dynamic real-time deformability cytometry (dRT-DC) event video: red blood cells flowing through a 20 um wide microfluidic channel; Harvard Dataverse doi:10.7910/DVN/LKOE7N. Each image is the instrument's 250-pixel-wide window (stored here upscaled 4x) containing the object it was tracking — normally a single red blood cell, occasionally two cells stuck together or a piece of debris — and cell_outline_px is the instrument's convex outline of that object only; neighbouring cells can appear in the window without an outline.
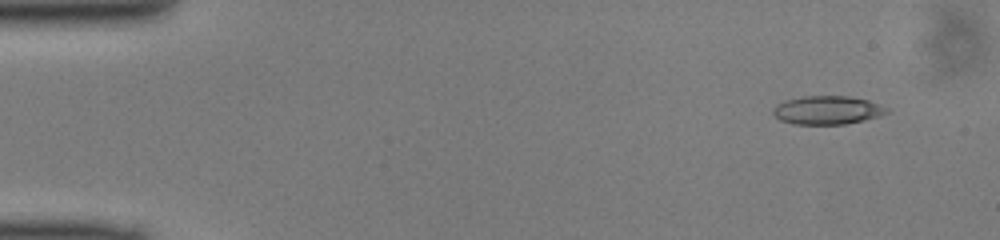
{"species": "common noctule bat (a hibernating species)", "species_latin": "Nyctalus noctula", "temperature_condition": "cold", "stored_images_in_passage": 46, "camera_frame_rate_fps": 3000, "um_per_image_px": 0.085, "animal": {"sex": "male", "body_mass_g": 13.0, "forearm_length_mm": 53.1}, "frame": {"image": 1, "passage_image": 1, "time_ms": 0.0, "image_size_px": [1000, 240], "cell_outline_px": [[888, 112], [880, 116], [844, 124], [792, 124], [780, 120], [772, 112], [776, 104], [784, 100], [804, 96], [848, 96], [868, 100], [888, 108]], "centroid_in_image_um": [70.3, 9.36], "position_along_channel_um": 14.7, "area_um2": 18.79}}
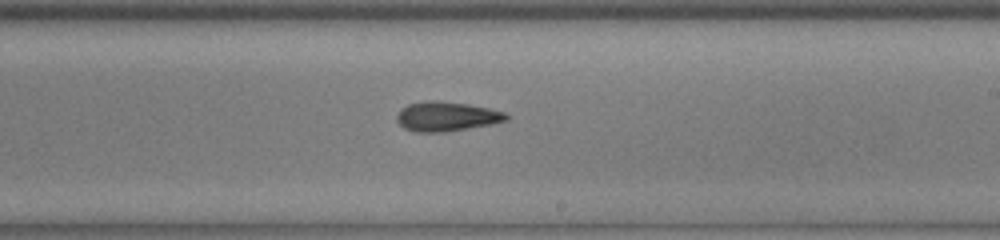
{"frame": {"image": 2, "passage_image": 26, "time_ms": 8.333, "image_size_px": [1000, 240], "cell_outline_px": [[508, 120], [492, 124], [444, 132], [416, 132], [404, 128], [396, 120], [396, 116], [400, 108], [408, 104], [432, 100], [436, 100], [468, 104], [508, 112]], "centroid_in_image_um": [37.96, 9.89], "position_along_channel_um": 251.0, "area_um2": 18.9}}
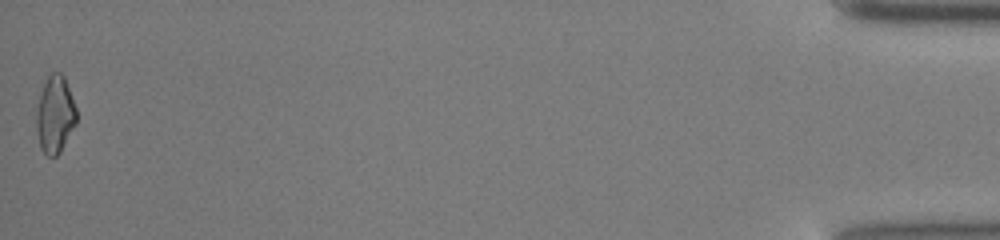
{"frame": {"image": 3, "passage_image": 46, "time_ms": 15.0, "image_size_px": [1000, 240], "cell_outline_px": [[76, 124], [60, 152], [56, 156], [48, 156], [40, 148], [36, 128], [36, 112], [40, 96], [44, 84], [48, 76], [52, 72], [60, 72], [64, 76], [76, 108]], "centroid_in_image_um": [4.68, 9.75], "position_along_channel_um": 430.5, "area_um2": 17.86}}